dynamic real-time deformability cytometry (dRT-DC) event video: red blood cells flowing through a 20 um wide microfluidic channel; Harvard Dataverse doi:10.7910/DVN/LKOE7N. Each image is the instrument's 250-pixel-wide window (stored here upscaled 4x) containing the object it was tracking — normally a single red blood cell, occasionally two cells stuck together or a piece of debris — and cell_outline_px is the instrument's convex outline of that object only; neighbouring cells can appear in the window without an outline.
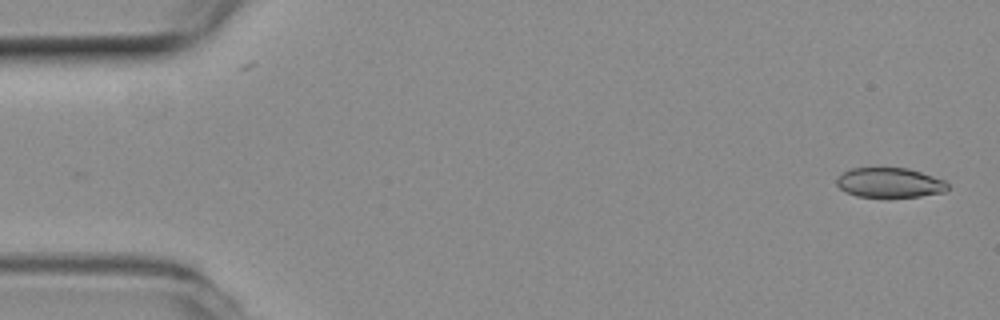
{"species": "common noctule bat (a hibernating species)", "species_latin": "Nyctalus noctula", "temperature_condition": "room temperature", "stored_images_in_passage": 6, "camera_frame_rate_fps": 3000, "um_per_image_px": 0.085, "animal": {"sex": "female", "body_mass_g": 19.3, "forearm_length_mm": 54.1}, "frame": {"image": 1, "passage_image": 1, "time_ms": 0.0, "image_size_px": [1000, 320], "cell_outline_px": [[948, 188], [944, 192], [920, 196], [856, 196], [844, 192], [836, 184], [836, 180], [844, 172], [852, 168], [908, 168], [944, 180], [948, 184]], "centroid_in_image_um": [75.61, 15.52], "position_along_channel_um": 9.4, "area_um2": 18.96}}
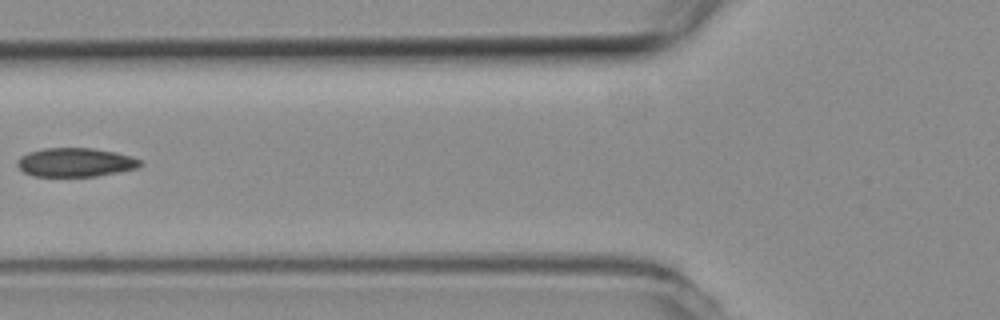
{"frame": {"image": 2, "passage_image": 6, "time_ms": 1.667, "image_size_px": [1000, 320], "cell_outline_px": [[144, 164], [136, 168], [120, 172], [96, 176], [32, 176], [24, 172], [16, 164], [20, 156], [28, 152], [44, 148], [92, 148], [116, 152], [132, 156], [140, 160]], "centroid_in_image_um": [6.42, 13.8], "position_along_channel_um": 119.4, "area_um2": 20.75}}